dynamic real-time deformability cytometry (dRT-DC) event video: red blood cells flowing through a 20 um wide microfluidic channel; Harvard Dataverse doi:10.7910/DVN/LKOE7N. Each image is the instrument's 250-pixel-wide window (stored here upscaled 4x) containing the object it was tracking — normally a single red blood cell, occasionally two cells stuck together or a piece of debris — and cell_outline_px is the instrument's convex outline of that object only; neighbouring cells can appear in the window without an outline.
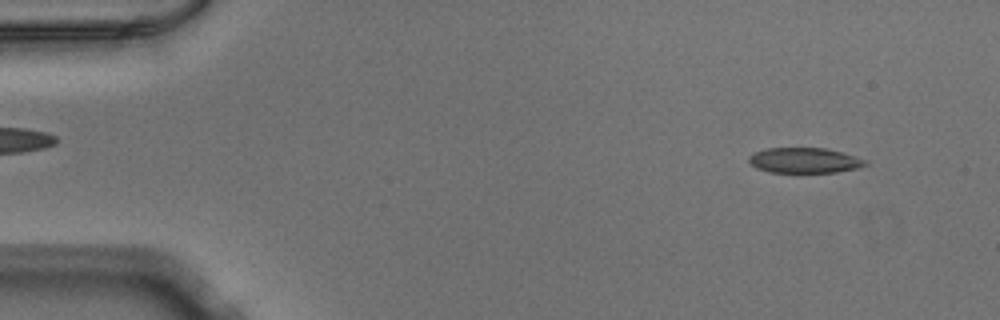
{"species": "Egyptian fruit bat (a non-hibernating species)", "species_latin": "Rousettus aegyptiacus", "temperature_condition": "warm", "stored_images_in_passage": 51, "camera_frame_rate_fps": 3000, "um_per_image_px": 0.085, "animal": {"sex": "male"}, "frame": {"image": 1, "passage_image": 4, "time_ms": 1.0, "image_size_px": [1000, 320], "cell_outline_px": [[868, 164], [856, 168], [836, 172], [796, 176], [768, 172], [756, 168], [748, 160], [748, 156], [752, 152], [768, 148], [824, 148], [856, 156], [868, 160]], "centroid_in_image_um": [68.34, 13.69], "position_along_channel_um": 16.7, "area_um2": 18.15}}
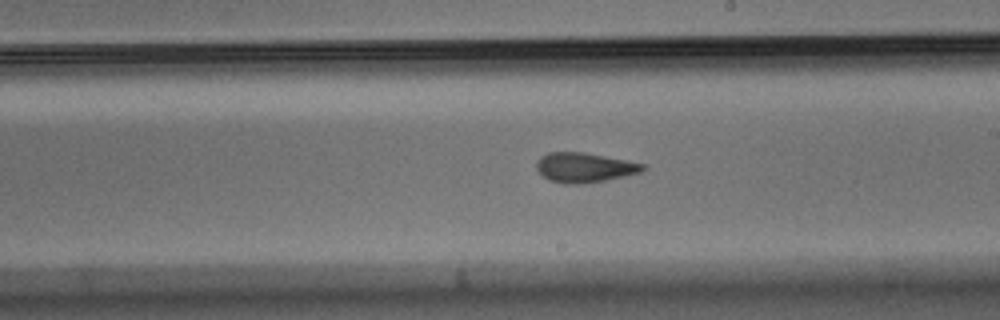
{"frame": {"image": 2, "passage_image": 29, "time_ms": 9.333, "image_size_px": [1000, 320], "cell_outline_px": [[648, 168], [640, 172], [624, 176], [604, 180], [580, 184], [564, 184], [548, 180], [536, 168], [536, 160], [540, 156], [548, 152], [584, 152], [644, 164]], "centroid_in_image_um": [49.64, 14.23], "position_along_channel_um": 239.4, "area_um2": 18.32}}
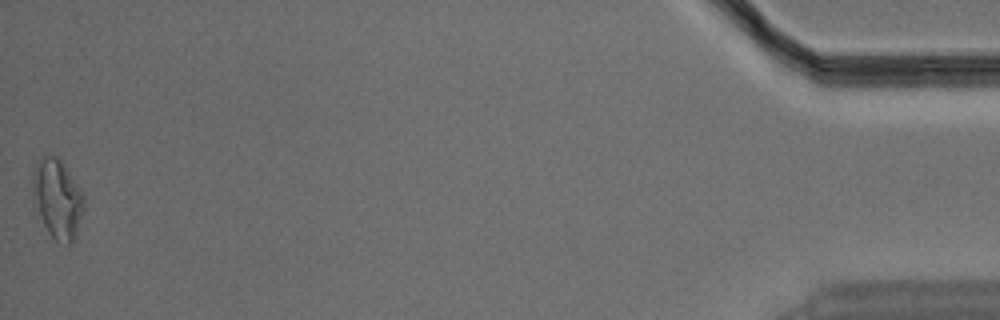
{"frame": {"image": 3, "passage_image": 51, "time_ms": 16.667, "image_size_px": [1000, 320], "cell_outline_px": [[84, 208], [72, 244], [68, 244], [56, 240], [48, 232], [32, 204], [32, 164], [44, 152], [48, 152], [56, 156], [60, 160], [80, 188], [84, 200]], "centroid_in_image_um": [4.81, 16.81], "position_along_channel_um": 430.4, "area_um2": 24.16}}